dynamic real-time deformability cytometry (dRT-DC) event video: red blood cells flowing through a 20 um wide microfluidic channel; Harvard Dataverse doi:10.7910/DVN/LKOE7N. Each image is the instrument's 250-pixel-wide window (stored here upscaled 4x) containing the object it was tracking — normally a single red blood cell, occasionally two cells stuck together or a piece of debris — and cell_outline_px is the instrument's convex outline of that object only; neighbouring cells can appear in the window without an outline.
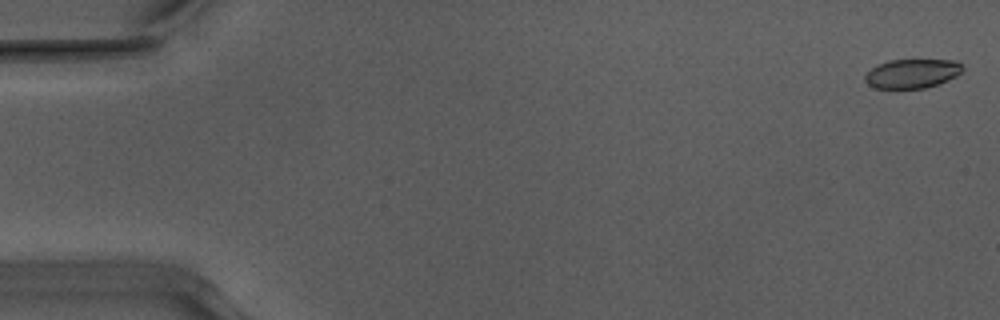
{"species": "Egyptian fruit bat (a non-hibernating species)", "species_latin": "Rousettus aegyptiacus", "temperature_condition": "warm", "stored_images_in_passage": 53, "camera_frame_rate_fps": 3000, "um_per_image_px": 0.085, "animal": {"sex": "male"}, "frame": {"image": 1, "passage_image": 2, "time_ms": 0.333, "image_size_px": [1000, 320], "cell_outline_px": [[964, 68], [956, 76], [948, 80], [924, 88], [876, 88], [868, 84], [864, 80], [864, 76], [876, 64], [888, 60], [956, 60]], "centroid_in_image_um": [77.51, 6.24], "position_along_channel_um": 7.5, "area_um2": 16.47}}
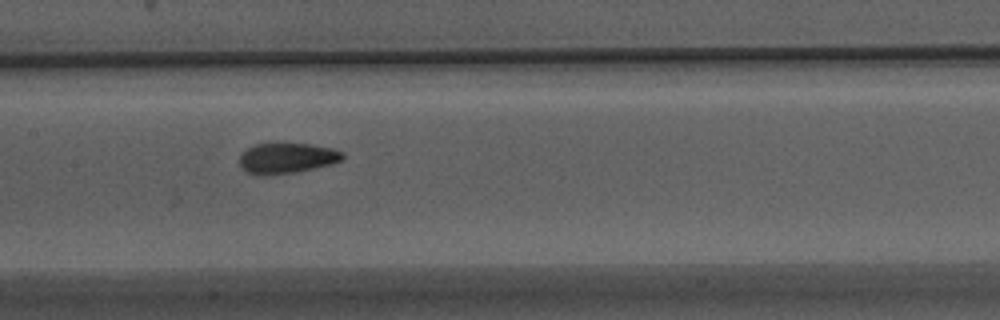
{"frame": {"image": 2, "passage_image": 27, "time_ms": 8.667, "image_size_px": [1000, 320], "cell_outline_px": [[344, 156], [340, 160], [332, 164], [296, 172], [264, 176], [256, 176], [248, 172], [240, 164], [240, 152], [256, 144], [312, 144], [332, 148], [344, 152]], "centroid_in_image_um": [24.38, 13.45], "position_along_channel_um": 183.0, "area_um2": 18.32}}
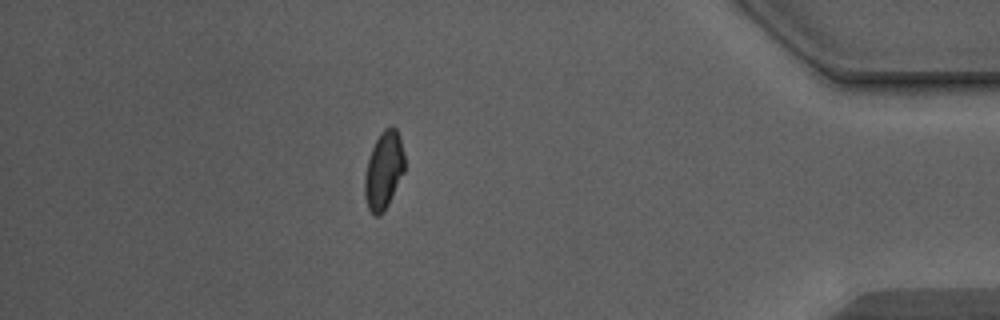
{"frame": {"image": 3, "passage_image": 47, "time_ms": 15.333, "image_size_px": [1000, 320], "cell_outline_px": [[404, 172], [384, 212], [380, 216], [376, 216], [368, 208], [364, 196], [364, 176], [368, 160], [372, 148], [380, 132], [384, 128], [392, 124], [396, 128], [400, 136], [404, 156]], "centroid_in_image_um": [32.61, 14.46], "position_along_channel_um": 402.6, "area_um2": 18.15}, "authors_computed_cell_mechanics": {"area_um2": 18.3226, "velocity_mm_per_s": 3.9649, "shape_relaxation_time_tau1_ms": 7.8595, "shape_relaxation_time_tau2_ms": 1.5638, "deformation_change_tau1": 0.1651, "deformation_change_tau2": 0.0783}}